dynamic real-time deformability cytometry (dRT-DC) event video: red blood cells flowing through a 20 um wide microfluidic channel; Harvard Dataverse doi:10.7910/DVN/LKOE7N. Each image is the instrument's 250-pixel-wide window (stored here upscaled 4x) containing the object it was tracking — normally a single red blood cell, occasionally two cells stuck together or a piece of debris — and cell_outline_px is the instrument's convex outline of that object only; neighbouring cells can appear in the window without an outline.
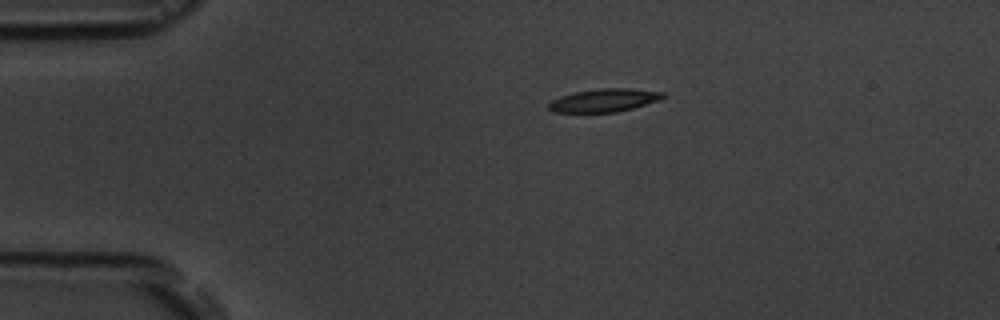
{"species": "common noctule bat (a hibernating species)", "species_latin": "Nyctalus noctula", "temperature_condition": "room temperature", "stored_images_in_passage": 3, "camera_frame_rate_fps": 3000, "um_per_image_px": 0.085, "animal": {"sex": "male", "body_mass_g": 19.5, "forearm_length_mm": 54.6}, "frame": {"image": 1, "passage_image": 1, "time_ms": 0.0, "image_size_px": [1000, 320], "cell_outline_px": [[664, 96], [660, 100], [632, 108], [616, 112], [552, 112], [548, 108], [548, 104], [552, 100], [560, 96], [576, 92], [600, 88], [628, 88], [664, 92]], "centroid_in_image_um": [51.34, 8.52], "position_along_channel_um": 33.7, "area_um2": 15.26}}
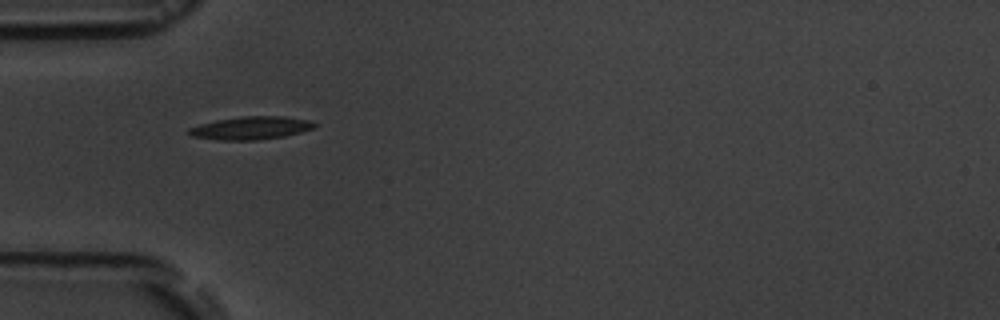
{"frame": {"image": 2, "passage_image": 2, "time_ms": 2.0, "image_size_px": [1000, 320], "cell_outline_px": [[316, 128], [284, 136], [256, 140], [220, 140], [192, 136], [188, 132], [188, 128], [200, 124], [216, 120], [240, 116], [284, 116], [308, 120], [316, 124]], "centroid_in_image_um": [21.33, 10.87], "position_along_channel_um": 63.7, "area_um2": 16.76}}
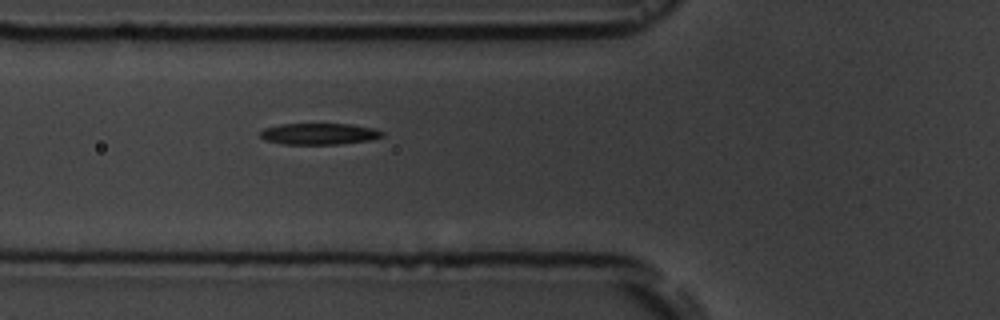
{"frame": {"image": 3, "passage_image": 3, "time_ms": 3.0, "image_size_px": [1000, 320], "cell_outline_px": [[384, 136], [368, 140], [336, 144], [284, 144], [264, 140], [260, 136], [260, 132], [264, 128], [280, 124], [352, 124], [376, 128], [384, 132]], "centroid_in_image_um": [27.13, 11.37], "position_along_channel_um": 98.7, "area_um2": 15.2}}